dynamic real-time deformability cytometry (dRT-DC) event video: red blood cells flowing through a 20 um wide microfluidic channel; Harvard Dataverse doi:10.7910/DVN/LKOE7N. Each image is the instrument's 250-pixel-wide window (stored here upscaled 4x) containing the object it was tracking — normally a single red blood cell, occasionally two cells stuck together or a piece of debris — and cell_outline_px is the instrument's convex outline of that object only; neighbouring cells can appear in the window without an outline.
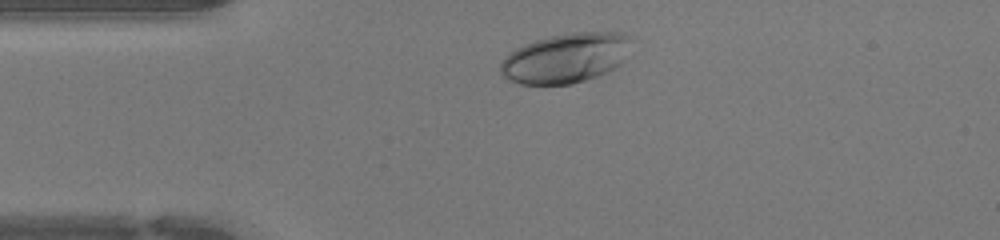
{"species": "human", "species_latin": "Homo sapiens", "temperature_condition": "warm", "stored_images_in_passage": 31, "camera_frame_rate_fps": 3000, "um_per_image_px": 0.085, "donor": {"sex": "female"}, "frame": {"image": 1, "passage_image": 2, "time_ms": 0.333, "image_size_px": [1000, 240], "cell_outline_px": [[632, 36], [624, 60], [620, 64], [608, 72], [572, 84], [520, 84], [504, 80], [500, 72], [500, 64], [516, 48], [524, 44], [536, 40], [552, 36], [572, 32], [624, 32]], "centroid_in_image_um": [48.09, 4.94], "position_along_channel_um": 36.9, "area_um2": 37.92}}
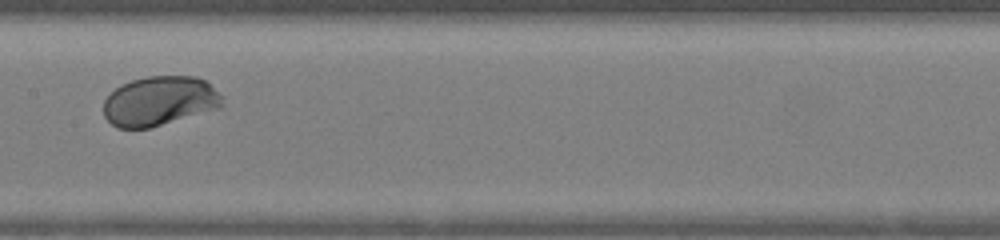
{"frame": {"image": 2, "passage_image": 15, "time_ms": 4.667, "image_size_px": [1000, 240], "cell_outline_px": [[224, 96], [220, 108], [148, 128], [116, 128], [104, 116], [104, 100], [120, 84], [132, 80], [148, 76], [196, 76], [204, 80]], "centroid_in_image_um": [13.56, 8.58], "position_along_channel_um": 193.8, "area_um2": 34.16}}
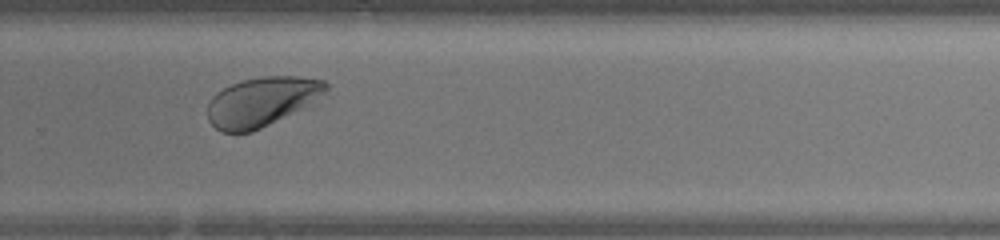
{"frame": {"image": 3, "passage_image": 23, "time_ms": 7.333, "image_size_px": [1000, 240], "cell_outline_px": [[328, 88], [316, 104], [252, 132], [220, 132], [208, 120], [208, 104], [212, 96], [216, 92], [240, 80], [264, 76], [300, 76], [324, 80], [328, 84]], "centroid_in_image_um": [22.31, 8.64], "position_along_channel_um": 307.5, "area_um2": 34.62}, "authors_computed_cell_mechanics": {"area_um2": 34.7956, "velocity_mm_per_s": 4.272, "shape_relaxation_time_tau1_ms": 1.3809, "shape_relaxation_time_tau2_ms": null, "deformation_change_tau1": 0.1275, "deformation_change_tau2": null}}